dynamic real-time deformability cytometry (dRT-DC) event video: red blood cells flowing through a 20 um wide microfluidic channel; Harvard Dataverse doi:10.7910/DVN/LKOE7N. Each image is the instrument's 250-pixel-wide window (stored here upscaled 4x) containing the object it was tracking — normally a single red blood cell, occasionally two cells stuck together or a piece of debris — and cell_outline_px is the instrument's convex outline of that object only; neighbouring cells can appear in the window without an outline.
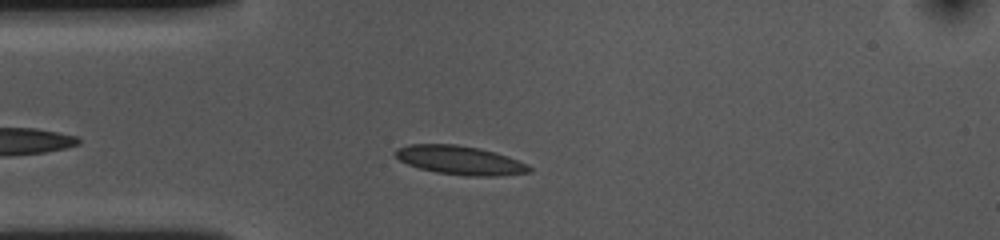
{"species": "common noctule bat (a hibernating species)", "species_latin": "Nyctalus noctula", "temperature_condition": "cold", "stored_images_in_passage": 40, "camera_frame_rate_fps": 3000, "um_per_image_px": 0.085, "animal": {"sex": "female", "body_mass_g": 10.0, "forearm_length_mm": 53.1}, "frame": {"image": 1, "passage_image": 6, "time_ms": 1.667, "image_size_px": [1000, 240], "cell_outline_px": [[532, 172], [500, 176], [464, 176], [436, 172], [420, 168], [408, 164], [400, 160], [396, 156], [396, 148], [408, 144], [456, 144], [480, 148], [496, 152], [508, 156], [528, 164], [532, 168]], "centroid_in_image_um": [39.15, 13.62], "position_along_channel_um": 45.9, "area_um2": 22.66}}
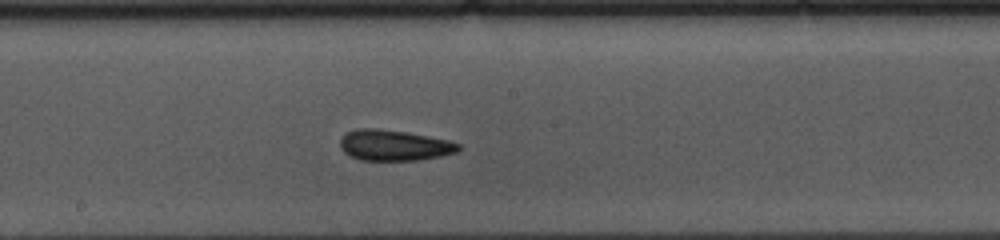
{"frame": {"image": 2, "passage_image": 21, "time_ms": 6.667, "image_size_px": [1000, 240], "cell_outline_px": [[460, 148], [456, 152], [440, 156], [416, 160], [360, 160], [344, 152], [340, 148], [340, 140], [348, 132], [356, 128], [376, 128], [408, 132], [448, 140], [460, 144]], "centroid_in_image_um": [33.49, 12.34], "position_along_channel_um": 214.7, "area_um2": 21.1}}
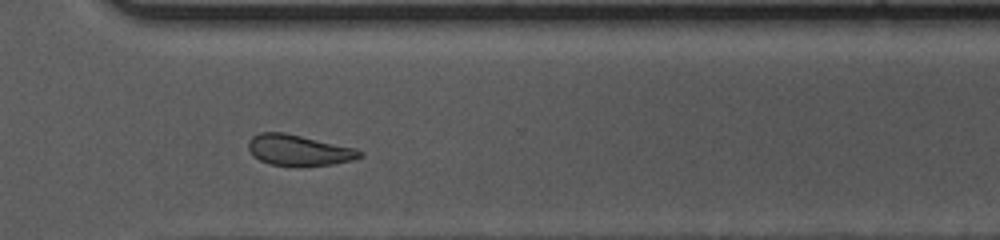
{"frame": {"image": 3, "passage_image": 32, "time_ms": 10.333, "image_size_px": [1000, 240], "cell_outline_px": [[364, 156], [352, 160], [332, 164], [268, 164], [260, 160], [248, 148], [248, 140], [252, 136], [260, 132], [284, 132], [356, 148], [364, 152]], "centroid_in_image_um": [25.42, 12.73], "position_along_channel_um": 345.2, "area_um2": 19.54}, "authors_computed_cell_mechanics": {"area_um2": 21.2993, "velocity_mm_per_s": 3.5646, "shape_relaxation_time_tau1_ms": 2.7844, "shape_relaxation_time_tau2_ms": 1.6098, "deformation_change_tau1": 0.1044, "deformation_change_tau2": 0.0911}}